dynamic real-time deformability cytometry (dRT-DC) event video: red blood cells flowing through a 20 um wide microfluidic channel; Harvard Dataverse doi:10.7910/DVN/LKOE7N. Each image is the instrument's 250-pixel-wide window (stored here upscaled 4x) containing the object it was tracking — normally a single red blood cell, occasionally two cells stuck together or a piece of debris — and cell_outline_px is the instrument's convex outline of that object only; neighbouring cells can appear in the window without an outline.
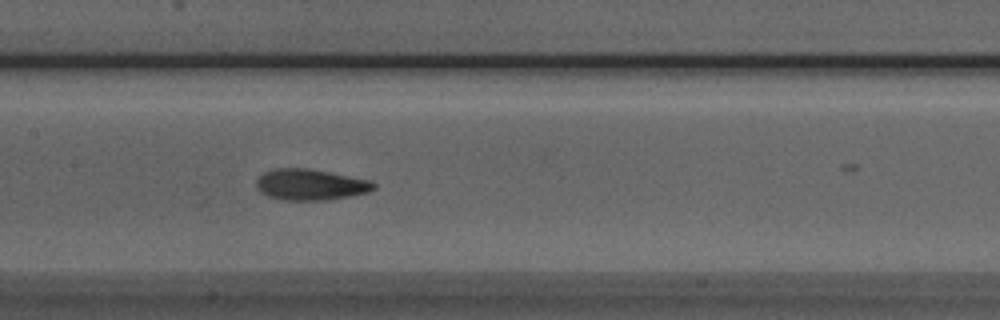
{"species": "Egyptian fruit bat (a non-hibernating species)", "species_latin": "Rousettus aegyptiacus", "temperature_condition": "room temperature", "stored_images_in_passage": 23, "camera_frame_rate_fps": 3000, "um_per_image_px": 0.085, "animal": {"sex": "male"}, "frame": {"image": 1, "passage_image": 13, "time_ms": 4.0, "image_size_px": [1000, 320], "cell_outline_px": [[376, 188], [368, 192], [348, 196], [324, 200], [284, 200], [268, 196], [260, 192], [256, 188], [256, 180], [264, 172], [276, 168], [308, 168], [372, 180], [376, 184]], "centroid_in_image_um": [26.39, 15.68], "position_along_channel_um": 181.0, "area_um2": 21.27}}
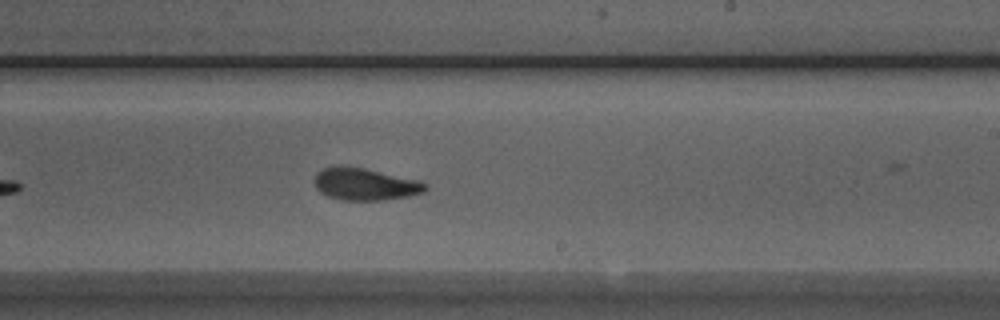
{"frame": {"image": 2, "passage_image": 19, "time_ms": 6.0, "image_size_px": [1000, 320], "cell_outline_px": [[428, 188], [424, 192], [408, 196], [384, 200], [340, 200], [328, 196], [320, 192], [316, 188], [312, 180], [316, 172], [324, 168], [348, 164], [420, 180], [428, 184]], "centroid_in_image_um": [31.01, 15.63], "position_along_channel_um": 258.0, "area_um2": 21.33}}
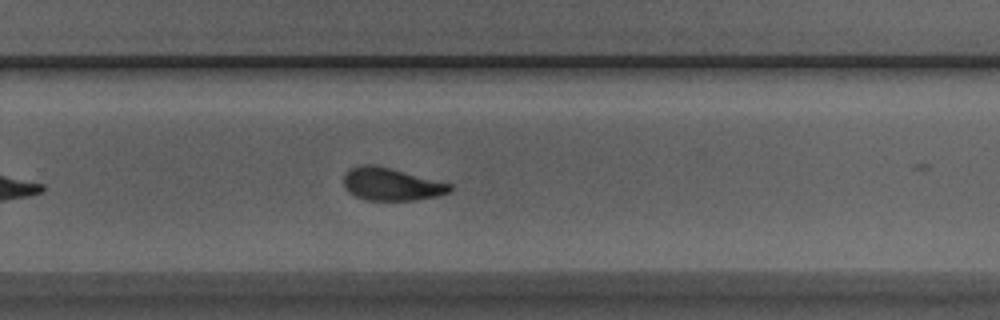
{"frame": {"image": 3, "passage_image": 22, "time_ms": 7.0, "image_size_px": [1000, 320], "cell_outline_px": [[452, 192], [436, 196], [412, 200], [368, 200], [356, 196], [348, 192], [344, 188], [344, 172], [352, 168], [364, 164], [376, 164], [452, 184]], "centroid_in_image_um": [33.25, 15.65], "position_along_channel_um": 296.5, "area_um2": 20.23}}